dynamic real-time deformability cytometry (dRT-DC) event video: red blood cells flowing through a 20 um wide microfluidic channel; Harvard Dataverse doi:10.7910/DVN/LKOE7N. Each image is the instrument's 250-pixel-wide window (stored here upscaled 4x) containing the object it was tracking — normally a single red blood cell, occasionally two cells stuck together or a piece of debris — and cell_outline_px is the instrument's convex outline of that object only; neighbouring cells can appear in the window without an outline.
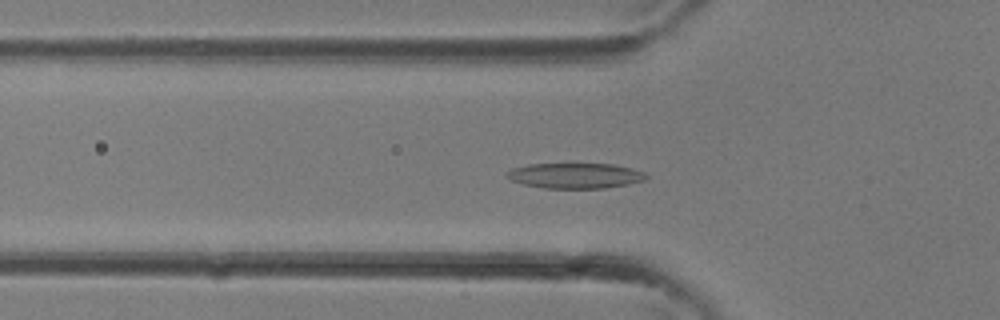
{"species": "common noctule bat (a hibernating species)", "species_latin": "Nyctalus noctula", "temperature_condition": "room temperature", "stored_images_in_passage": 35, "camera_frame_rate_fps": 3000, "um_per_image_px": 0.085, "animal": {"sex": "female"}, "frame": {"image": 1, "passage_image": 11, "time_ms": 3.333, "image_size_px": [1000, 320], "cell_outline_px": [[648, 176], [644, 180], [628, 184], [604, 188], [544, 188], [524, 184], [512, 180], [504, 176], [512, 168], [528, 164], [612, 164], [632, 168], [644, 172]], "centroid_in_image_um": [48.89, 14.93], "position_along_channel_um": 76.9, "area_um2": 20.46}}
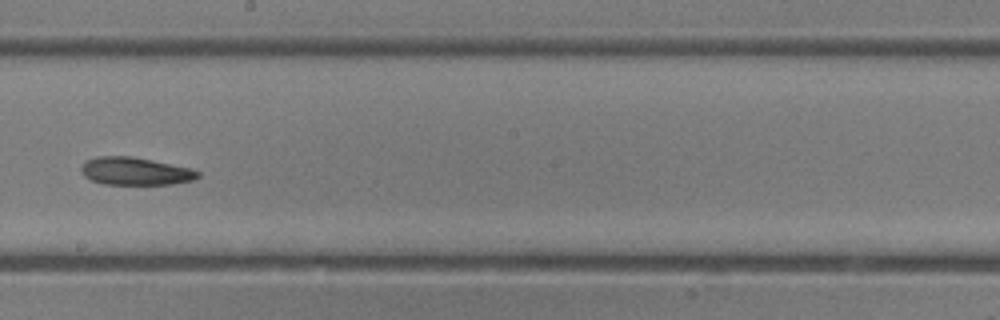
{"frame": {"image": 2, "passage_image": 19, "time_ms": 6.0, "image_size_px": [1000, 320], "cell_outline_px": [[200, 176], [192, 180], [172, 184], [100, 184], [88, 180], [80, 172], [80, 168], [88, 160], [96, 156], [132, 156], [152, 160], [188, 168], [200, 172]], "centroid_in_image_um": [11.44, 14.56], "position_along_channel_um": 236.8, "area_um2": 18.84}}
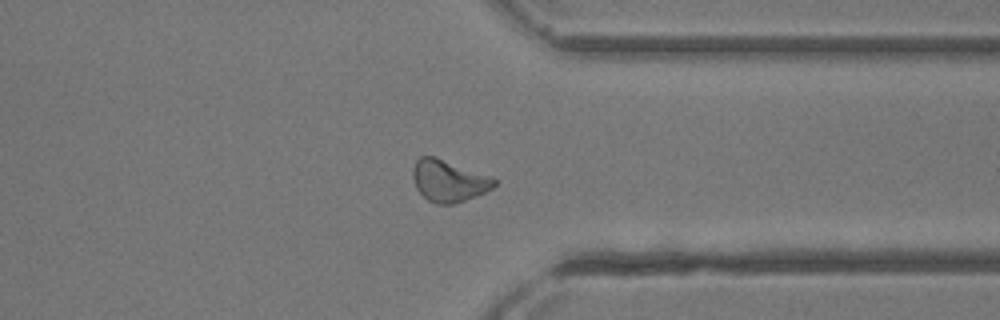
{"frame": {"image": 3, "passage_image": 26, "time_ms": 8.333, "image_size_px": [1000, 320], "cell_outline_px": [[496, 184], [492, 188], [484, 192], [464, 200], [452, 204], [436, 204], [428, 200], [416, 188], [412, 176], [412, 168], [416, 160], [420, 156], [436, 156], [492, 176], [496, 180]], "centroid_in_image_um": [38.12, 15.34], "position_along_channel_um": 373.3, "area_um2": 19.88}}